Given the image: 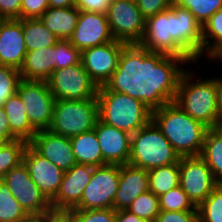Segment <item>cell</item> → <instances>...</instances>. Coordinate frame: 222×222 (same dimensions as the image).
Instances as JSON below:
<instances>
[{"mask_svg":"<svg viewBox=\"0 0 222 222\" xmlns=\"http://www.w3.org/2000/svg\"><path fill=\"white\" fill-rule=\"evenodd\" d=\"M193 63L190 57L165 55L138 44H126L116 71L104 86L143 102L153 111L174 102L179 81L187 69L184 65Z\"/></svg>","mask_w":222,"mask_h":222,"instance_id":"obj_1","label":"cell"},{"mask_svg":"<svg viewBox=\"0 0 222 222\" xmlns=\"http://www.w3.org/2000/svg\"><path fill=\"white\" fill-rule=\"evenodd\" d=\"M202 42V25L192 12L172 4L145 20L138 45L151 52L190 57L197 65L202 57Z\"/></svg>","mask_w":222,"mask_h":222,"instance_id":"obj_2","label":"cell"},{"mask_svg":"<svg viewBox=\"0 0 222 222\" xmlns=\"http://www.w3.org/2000/svg\"><path fill=\"white\" fill-rule=\"evenodd\" d=\"M152 121L180 157L200 156L208 127L194 120L175 102L153 110Z\"/></svg>","mask_w":222,"mask_h":222,"instance_id":"obj_3","label":"cell"},{"mask_svg":"<svg viewBox=\"0 0 222 222\" xmlns=\"http://www.w3.org/2000/svg\"><path fill=\"white\" fill-rule=\"evenodd\" d=\"M193 73L187 69L182 74L174 102L206 127H219L217 77L197 81Z\"/></svg>","mask_w":222,"mask_h":222,"instance_id":"obj_4","label":"cell"},{"mask_svg":"<svg viewBox=\"0 0 222 222\" xmlns=\"http://www.w3.org/2000/svg\"><path fill=\"white\" fill-rule=\"evenodd\" d=\"M97 101L99 119L131 135L152 120V110L143 102L105 86L98 87Z\"/></svg>","mask_w":222,"mask_h":222,"instance_id":"obj_5","label":"cell"},{"mask_svg":"<svg viewBox=\"0 0 222 222\" xmlns=\"http://www.w3.org/2000/svg\"><path fill=\"white\" fill-rule=\"evenodd\" d=\"M179 159L180 156L152 120L131 135L128 164L149 171L177 163Z\"/></svg>","mask_w":222,"mask_h":222,"instance_id":"obj_6","label":"cell"},{"mask_svg":"<svg viewBox=\"0 0 222 222\" xmlns=\"http://www.w3.org/2000/svg\"><path fill=\"white\" fill-rule=\"evenodd\" d=\"M99 120L97 98L88 100H55L52 133L73 137L95 128Z\"/></svg>","mask_w":222,"mask_h":222,"instance_id":"obj_7","label":"cell"},{"mask_svg":"<svg viewBox=\"0 0 222 222\" xmlns=\"http://www.w3.org/2000/svg\"><path fill=\"white\" fill-rule=\"evenodd\" d=\"M47 84L55 100H88L97 98L98 86L82 63L54 70Z\"/></svg>","mask_w":222,"mask_h":222,"instance_id":"obj_8","label":"cell"},{"mask_svg":"<svg viewBox=\"0 0 222 222\" xmlns=\"http://www.w3.org/2000/svg\"><path fill=\"white\" fill-rule=\"evenodd\" d=\"M17 93L25 106L31 125L37 131L49 129L53 120L55 98L47 81L21 79Z\"/></svg>","mask_w":222,"mask_h":222,"instance_id":"obj_9","label":"cell"},{"mask_svg":"<svg viewBox=\"0 0 222 222\" xmlns=\"http://www.w3.org/2000/svg\"><path fill=\"white\" fill-rule=\"evenodd\" d=\"M120 177V165L105 164L94 167L90 181L80 202L73 209L113 208Z\"/></svg>","mask_w":222,"mask_h":222,"instance_id":"obj_10","label":"cell"},{"mask_svg":"<svg viewBox=\"0 0 222 222\" xmlns=\"http://www.w3.org/2000/svg\"><path fill=\"white\" fill-rule=\"evenodd\" d=\"M112 36L126 44H138L145 29V18L136 0H111L106 13Z\"/></svg>","mask_w":222,"mask_h":222,"instance_id":"obj_11","label":"cell"},{"mask_svg":"<svg viewBox=\"0 0 222 222\" xmlns=\"http://www.w3.org/2000/svg\"><path fill=\"white\" fill-rule=\"evenodd\" d=\"M4 181L29 216H41L53 212L50 201L33 182L23 162L9 170L5 174Z\"/></svg>","mask_w":222,"mask_h":222,"instance_id":"obj_12","label":"cell"},{"mask_svg":"<svg viewBox=\"0 0 222 222\" xmlns=\"http://www.w3.org/2000/svg\"><path fill=\"white\" fill-rule=\"evenodd\" d=\"M179 170V186L196 207L219 185L200 156L180 157Z\"/></svg>","mask_w":222,"mask_h":222,"instance_id":"obj_13","label":"cell"},{"mask_svg":"<svg viewBox=\"0 0 222 222\" xmlns=\"http://www.w3.org/2000/svg\"><path fill=\"white\" fill-rule=\"evenodd\" d=\"M125 45L122 41L114 40L81 51V63L98 87L104 86L116 71Z\"/></svg>","mask_w":222,"mask_h":222,"instance_id":"obj_14","label":"cell"},{"mask_svg":"<svg viewBox=\"0 0 222 222\" xmlns=\"http://www.w3.org/2000/svg\"><path fill=\"white\" fill-rule=\"evenodd\" d=\"M114 40L106 14L79 10L76 27L69 39L74 47L82 51Z\"/></svg>","mask_w":222,"mask_h":222,"instance_id":"obj_15","label":"cell"},{"mask_svg":"<svg viewBox=\"0 0 222 222\" xmlns=\"http://www.w3.org/2000/svg\"><path fill=\"white\" fill-rule=\"evenodd\" d=\"M94 166L76 164L65 171L56 196L50 201L53 212H67L81 200Z\"/></svg>","mask_w":222,"mask_h":222,"instance_id":"obj_16","label":"cell"},{"mask_svg":"<svg viewBox=\"0 0 222 222\" xmlns=\"http://www.w3.org/2000/svg\"><path fill=\"white\" fill-rule=\"evenodd\" d=\"M23 163L33 182L51 201L59 190L64 171L44 158L29 143L23 154Z\"/></svg>","mask_w":222,"mask_h":222,"instance_id":"obj_17","label":"cell"},{"mask_svg":"<svg viewBox=\"0 0 222 222\" xmlns=\"http://www.w3.org/2000/svg\"><path fill=\"white\" fill-rule=\"evenodd\" d=\"M29 144L64 172L77 164L69 137L52 133L48 129L39 130Z\"/></svg>","mask_w":222,"mask_h":222,"instance_id":"obj_18","label":"cell"},{"mask_svg":"<svg viewBox=\"0 0 222 222\" xmlns=\"http://www.w3.org/2000/svg\"><path fill=\"white\" fill-rule=\"evenodd\" d=\"M95 132L105 164H128L130 157L131 134L103 123L100 119Z\"/></svg>","mask_w":222,"mask_h":222,"instance_id":"obj_19","label":"cell"},{"mask_svg":"<svg viewBox=\"0 0 222 222\" xmlns=\"http://www.w3.org/2000/svg\"><path fill=\"white\" fill-rule=\"evenodd\" d=\"M26 53L22 19H6L0 31V65L20 70Z\"/></svg>","mask_w":222,"mask_h":222,"instance_id":"obj_20","label":"cell"},{"mask_svg":"<svg viewBox=\"0 0 222 222\" xmlns=\"http://www.w3.org/2000/svg\"><path fill=\"white\" fill-rule=\"evenodd\" d=\"M149 190L148 171L130 164L120 165L118 189L113 208L127 209L140 194Z\"/></svg>","mask_w":222,"mask_h":222,"instance_id":"obj_21","label":"cell"},{"mask_svg":"<svg viewBox=\"0 0 222 222\" xmlns=\"http://www.w3.org/2000/svg\"><path fill=\"white\" fill-rule=\"evenodd\" d=\"M55 70V45L27 51L22 67L21 79L47 81Z\"/></svg>","mask_w":222,"mask_h":222,"instance_id":"obj_22","label":"cell"},{"mask_svg":"<svg viewBox=\"0 0 222 222\" xmlns=\"http://www.w3.org/2000/svg\"><path fill=\"white\" fill-rule=\"evenodd\" d=\"M77 7L48 8L40 17L45 27L59 40H69L77 24Z\"/></svg>","mask_w":222,"mask_h":222,"instance_id":"obj_23","label":"cell"},{"mask_svg":"<svg viewBox=\"0 0 222 222\" xmlns=\"http://www.w3.org/2000/svg\"><path fill=\"white\" fill-rule=\"evenodd\" d=\"M3 109L9 121L10 132L17 139H22L29 143L38 131L28 120L25 106L17 92L4 103Z\"/></svg>","mask_w":222,"mask_h":222,"instance_id":"obj_24","label":"cell"},{"mask_svg":"<svg viewBox=\"0 0 222 222\" xmlns=\"http://www.w3.org/2000/svg\"><path fill=\"white\" fill-rule=\"evenodd\" d=\"M70 140L77 164L91 165L94 167L103 165V156L95 128L70 137Z\"/></svg>","mask_w":222,"mask_h":222,"instance_id":"obj_25","label":"cell"},{"mask_svg":"<svg viewBox=\"0 0 222 222\" xmlns=\"http://www.w3.org/2000/svg\"><path fill=\"white\" fill-rule=\"evenodd\" d=\"M202 56L216 62L222 56V8L202 25Z\"/></svg>","mask_w":222,"mask_h":222,"instance_id":"obj_26","label":"cell"},{"mask_svg":"<svg viewBox=\"0 0 222 222\" xmlns=\"http://www.w3.org/2000/svg\"><path fill=\"white\" fill-rule=\"evenodd\" d=\"M200 157L211 169L216 182L222 185V126L208 128Z\"/></svg>","mask_w":222,"mask_h":222,"instance_id":"obj_27","label":"cell"},{"mask_svg":"<svg viewBox=\"0 0 222 222\" xmlns=\"http://www.w3.org/2000/svg\"><path fill=\"white\" fill-rule=\"evenodd\" d=\"M26 50L32 51L55 45L59 39L45 27L40 18L22 19Z\"/></svg>","mask_w":222,"mask_h":222,"instance_id":"obj_28","label":"cell"},{"mask_svg":"<svg viewBox=\"0 0 222 222\" xmlns=\"http://www.w3.org/2000/svg\"><path fill=\"white\" fill-rule=\"evenodd\" d=\"M149 190L156 196H161L179 186V161L166 166H160L148 171Z\"/></svg>","mask_w":222,"mask_h":222,"instance_id":"obj_29","label":"cell"},{"mask_svg":"<svg viewBox=\"0 0 222 222\" xmlns=\"http://www.w3.org/2000/svg\"><path fill=\"white\" fill-rule=\"evenodd\" d=\"M28 217L5 181H0V222H20Z\"/></svg>","mask_w":222,"mask_h":222,"instance_id":"obj_30","label":"cell"},{"mask_svg":"<svg viewBox=\"0 0 222 222\" xmlns=\"http://www.w3.org/2000/svg\"><path fill=\"white\" fill-rule=\"evenodd\" d=\"M28 142L16 139L3 144L0 148V181L4 180L5 174L19 166L23 162V154Z\"/></svg>","mask_w":222,"mask_h":222,"instance_id":"obj_31","label":"cell"},{"mask_svg":"<svg viewBox=\"0 0 222 222\" xmlns=\"http://www.w3.org/2000/svg\"><path fill=\"white\" fill-rule=\"evenodd\" d=\"M127 210L149 222H155L160 213L159 197L148 190L133 200Z\"/></svg>","mask_w":222,"mask_h":222,"instance_id":"obj_32","label":"cell"},{"mask_svg":"<svg viewBox=\"0 0 222 222\" xmlns=\"http://www.w3.org/2000/svg\"><path fill=\"white\" fill-rule=\"evenodd\" d=\"M173 4L190 10L201 25L222 8V0H173Z\"/></svg>","mask_w":222,"mask_h":222,"instance_id":"obj_33","label":"cell"},{"mask_svg":"<svg viewBox=\"0 0 222 222\" xmlns=\"http://www.w3.org/2000/svg\"><path fill=\"white\" fill-rule=\"evenodd\" d=\"M197 210L199 222H222V185H218Z\"/></svg>","mask_w":222,"mask_h":222,"instance_id":"obj_34","label":"cell"},{"mask_svg":"<svg viewBox=\"0 0 222 222\" xmlns=\"http://www.w3.org/2000/svg\"><path fill=\"white\" fill-rule=\"evenodd\" d=\"M159 206L162 211H198L180 186L159 196Z\"/></svg>","mask_w":222,"mask_h":222,"instance_id":"obj_35","label":"cell"},{"mask_svg":"<svg viewBox=\"0 0 222 222\" xmlns=\"http://www.w3.org/2000/svg\"><path fill=\"white\" fill-rule=\"evenodd\" d=\"M20 71L10 66L0 65V107L17 92Z\"/></svg>","mask_w":222,"mask_h":222,"instance_id":"obj_36","label":"cell"},{"mask_svg":"<svg viewBox=\"0 0 222 222\" xmlns=\"http://www.w3.org/2000/svg\"><path fill=\"white\" fill-rule=\"evenodd\" d=\"M81 63V51L69 40H59L55 44V70Z\"/></svg>","mask_w":222,"mask_h":222,"instance_id":"obj_37","label":"cell"},{"mask_svg":"<svg viewBox=\"0 0 222 222\" xmlns=\"http://www.w3.org/2000/svg\"><path fill=\"white\" fill-rule=\"evenodd\" d=\"M72 222H116V210L105 209H71L67 211Z\"/></svg>","mask_w":222,"mask_h":222,"instance_id":"obj_38","label":"cell"},{"mask_svg":"<svg viewBox=\"0 0 222 222\" xmlns=\"http://www.w3.org/2000/svg\"><path fill=\"white\" fill-rule=\"evenodd\" d=\"M48 8V0H22L20 19L40 18Z\"/></svg>","mask_w":222,"mask_h":222,"instance_id":"obj_39","label":"cell"},{"mask_svg":"<svg viewBox=\"0 0 222 222\" xmlns=\"http://www.w3.org/2000/svg\"><path fill=\"white\" fill-rule=\"evenodd\" d=\"M155 222H199L198 211H162Z\"/></svg>","mask_w":222,"mask_h":222,"instance_id":"obj_40","label":"cell"},{"mask_svg":"<svg viewBox=\"0 0 222 222\" xmlns=\"http://www.w3.org/2000/svg\"><path fill=\"white\" fill-rule=\"evenodd\" d=\"M136 3L142 16L147 19L170 8L173 0H136Z\"/></svg>","mask_w":222,"mask_h":222,"instance_id":"obj_41","label":"cell"},{"mask_svg":"<svg viewBox=\"0 0 222 222\" xmlns=\"http://www.w3.org/2000/svg\"><path fill=\"white\" fill-rule=\"evenodd\" d=\"M111 0H75V7L80 11L106 14Z\"/></svg>","mask_w":222,"mask_h":222,"instance_id":"obj_42","label":"cell"},{"mask_svg":"<svg viewBox=\"0 0 222 222\" xmlns=\"http://www.w3.org/2000/svg\"><path fill=\"white\" fill-rule=\"evenodd\" d=\"M22 0H0V17L20 19Z\"/></svg>","mask_w":222,"mask_h":222,"instance_id":"obj_43","label":"cell"},{"mask_svg":"<svg viewBox=\"0 0 222 222\" xmlns=\"http://www.w3.org/2000/svg\"><path fill=\"white\" fill-rule=\"evenodd\" d=\"M0 135L7 141L11 142L17 138L10 132V125L7 115L3 109L0 107Z\"/></svg>","mask_w":222,"mask_h":222,"instance_id":"obj_44","label":"cell"},{"mask_svg":"<svg viewBox=\"0 0 222 222\" xmlns=\"http://www.w3.org/2000/svg\"><path fill=\"white\" fill-rule=\"evenodd\" d=\"M116 222H149L137 215L131 213L127 209L116 211Z\"/></svg>","mask_w":222,"mask_h":222,"instance_id":"obj_45","label":"cell"},{"mask_svg":"<svg viewBox=\"0 0 222 222\" xmlns=\"http://www.w3.org/2000/svg\"><path fill=\"white\" fill-rule=\"evenodd\" d=\"M42 222H72V220L67 212H52L42 215Z\"/></svg>","mask_w":222,"mask_h":222,"instance_id":"obj_46","label":"cell"},{"mask_svg":"<svg viewBox=\"0 0 222 222\" xmlns=\"http://www.w3.org/2000/svg\"><path fill=\"white\" fill-rule=\"evenodd\" d=\"M50 8L74 7L75 0H48Z\"/></svg>","mask_w":222,"mask_h":222,"instance_id":"obj_47","label":"cell"},{"mask_svg":"<svg viewBox=\"0 0 222 222\" xmlns=\"http://www.w3.org/2000/svg\"><path fill=\"white\" fill-rule=\"evenodd\" d=\"M219 127L222 126V77L217 76Z\"/></svg>","mask_w":222,"mask_h":222,"instance_id":"obj_48","label":"cell"},{"mask_svg":"<svg viewBox=\"0 0 222 222\" xmlns=\"http://www.w3.org/2000/svg\"><path fill=\"white\" fill-rule=\"evenodd\" d=\"M20 222H42V215L41 216H29L27 219L20 221Z\"/></svg>","mask_w":222,"mask_h":222,"instance_id":"obj_49","label":"cell"},{"mask_svg":"<svg viewBox=\"0 0 222 222\" xmlns=\"http://www.w3.org/2000/svg\"><path fill=\"white\" fill-rule=\"evenodd\" d=\"M7 143V141L0 135V148L3 146V144Z\"/></svg>","mask_w":222,"mask_h":222,"instance_id":"obj_50","label":"cell"},{"mask_svg":"<svg viewBox=\"0 0 222 222\" xmlns=\"http://www.w3.org/2000/svg\"><path fill=\"white\" fill-rule=\"evenodd\" d=\"M5 20L6 18L0 17V31Z\"/></svg>","mask_w":222,"mask_h":222,"instance_id":"obj_51","label":"cell"},{"mask_svg":"<svg viewBox=\"0 0 222 222\" xmlns=\"http://www.w3.org/2000/svg\"><path fill=\"white\" fill-rule=\"evenodd\" d=\"M217 62H218V64H219V62L222 63V56L216 61V64H217Z\"/></svg>","mask_w":222,"mask_h":222,"instance_id":"obj_52","label":"cell"}]
</instances>
